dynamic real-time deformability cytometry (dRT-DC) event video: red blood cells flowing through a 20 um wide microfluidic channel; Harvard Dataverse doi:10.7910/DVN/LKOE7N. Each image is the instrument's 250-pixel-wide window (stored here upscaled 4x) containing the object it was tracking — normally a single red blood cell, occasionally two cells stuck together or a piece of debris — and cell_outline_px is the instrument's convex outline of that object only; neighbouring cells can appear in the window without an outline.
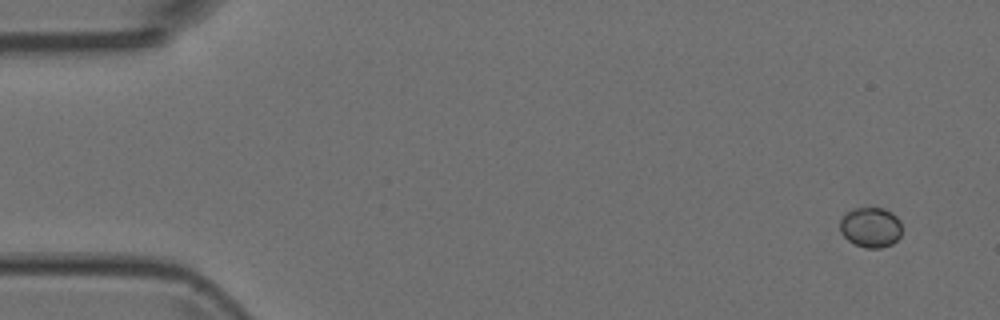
{"species": "Egyptian fruit bat (a non-hibernating species)", "species_latin": "Rousettus aegyptiacus", "temperature_condition": "room temperature", "stored_images_in_passage": 4, "camera_frame_rate_fps": 3000, "um_per_image_px": 0.085, "animal": {"sex": "female"}, "frame": {"image": 1, "passage_image": 1, "time_ms": 0.0, "image_size_px": [1000, 320], "cell_outline_px": [[900, 236], [892, 244], [880, 248], [868, 248], [856, 244], [848, 240], [840, 232], [840, 220], [852, 208], [884, 208], [892, 212], [900, 220]], "centroid_in_image_um": [74.01, 19.31], "position_along_channel_um": 11.0, "area_um2": 14.39}}
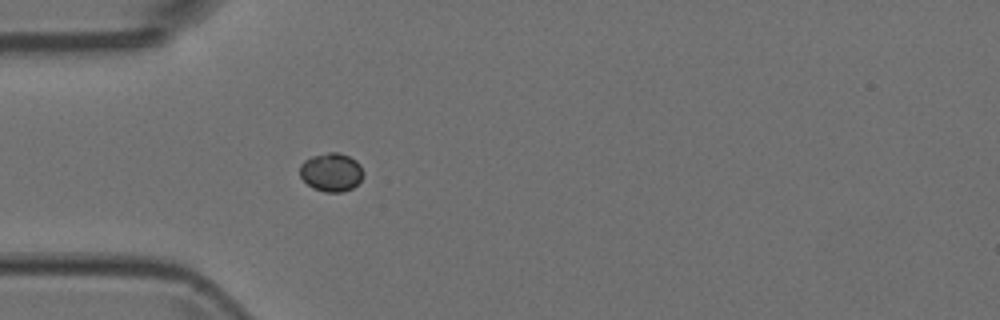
{"frame": {"image": 2, "passage_image": 4, "time_ms": 1.0, "image_size_px": [1000, 320], "cell_outline_px": [[364, 176], [352, 188], [344, 192], [324, 192], [312, 188], [300, 176], [300, 164], [304, 160], [312, 156], [328, 152], [340, 152], [356, 160], [360, 164], [364, 172]], "centroid_in_image_um": [28.17, 14.63], "position_along_channel_um": 56.8, "area_um2": 14.39}}